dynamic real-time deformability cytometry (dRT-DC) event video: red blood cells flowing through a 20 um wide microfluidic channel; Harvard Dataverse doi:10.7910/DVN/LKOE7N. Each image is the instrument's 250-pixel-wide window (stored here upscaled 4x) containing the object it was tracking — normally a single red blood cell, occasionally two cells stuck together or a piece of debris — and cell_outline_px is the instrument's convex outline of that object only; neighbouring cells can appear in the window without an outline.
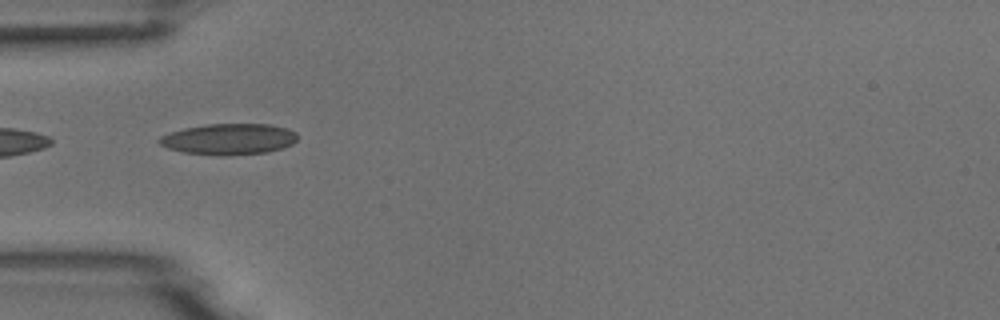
{"species": "common noctule bat (a hibernating species)", "species_latin": "Nyctalus noctula", "temperature_condition": "room temperature", "stored_images_in_passage": 2, "camera_frame_rate_fps": 3000, "um_per_image_px": 0.085, "animal": {"sex": "male", "body_mass_g": 18.8}, "frame": {"image": 1, "passage_image": 1, "time_ms": 0.0, "image_size_px": [1000, 320], "cell_outline_px": [[296, 140], [292, 144], [284, 148], [268, 152], [228, 156], [220, 156], [184, 152], [168, 148], [160, 144], [156, 140], [160, 136], [184, 128], [204, 124], [268, 124], [288, 128], [296, 132]], "centroid_in_image_um": [19.46, 11.83], "position_along_channel_um": 65.5, "area_um2": 25.2}}